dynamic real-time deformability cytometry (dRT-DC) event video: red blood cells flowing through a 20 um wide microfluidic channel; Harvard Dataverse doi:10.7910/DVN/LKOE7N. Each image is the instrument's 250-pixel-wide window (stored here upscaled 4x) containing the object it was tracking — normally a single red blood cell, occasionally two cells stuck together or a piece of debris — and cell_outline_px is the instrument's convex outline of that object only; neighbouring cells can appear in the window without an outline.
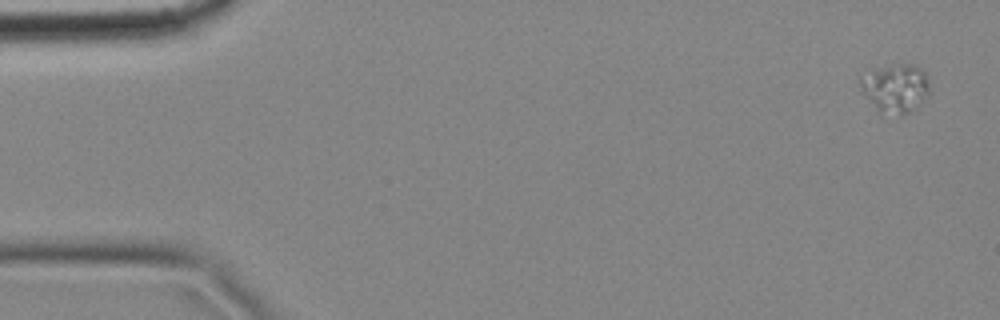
{"species": "common noctule bat (a hibernating species)", "species_latin": "Nyctalus noctula", "temperature_condition": "cold", "stored_images_in_passage": 14, "camera_frame_rate_fps": 3000, "um_per_image_px": 0.085, "animal": {"sex": "female", "body_mass_g": 18.4}, "frame": {"image": 1, "passage_image": 1, "time_ms": 0.0, "image_size_px": [1000, 320], "cell_outline_px": [[928, 92], [916, 108], [912, 112], [880, 112], [876, 108], [860, 88], [860, 76], [872, 68], [900, 64], [916, 64], [928, 76]], "centroid_in_image_um": [76.1, 7.42], "position_along_channel_um": 8.9, "area_um2": 19.19}}
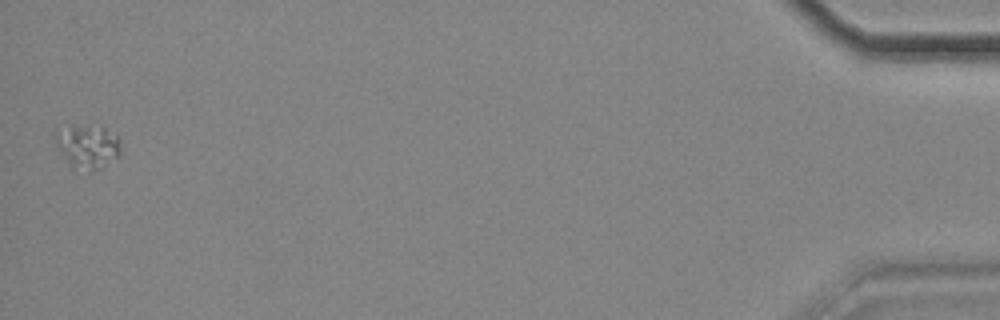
{"frame": {"image": 2, "passage_image": 14, "time_ms": 4.333, "image_size_px": [1000, 320], "cell_outline_px": [[120, 156], [104, 168], [92, 172], [72, 168], [56, 144], [56, 132], [72, 128], [104, 124], [116, 132], [120, 136]], "centroid_in_image_um": [7.59, 12.48], "position_along_channel_um": 427.6, "area_um2": 16.94}}